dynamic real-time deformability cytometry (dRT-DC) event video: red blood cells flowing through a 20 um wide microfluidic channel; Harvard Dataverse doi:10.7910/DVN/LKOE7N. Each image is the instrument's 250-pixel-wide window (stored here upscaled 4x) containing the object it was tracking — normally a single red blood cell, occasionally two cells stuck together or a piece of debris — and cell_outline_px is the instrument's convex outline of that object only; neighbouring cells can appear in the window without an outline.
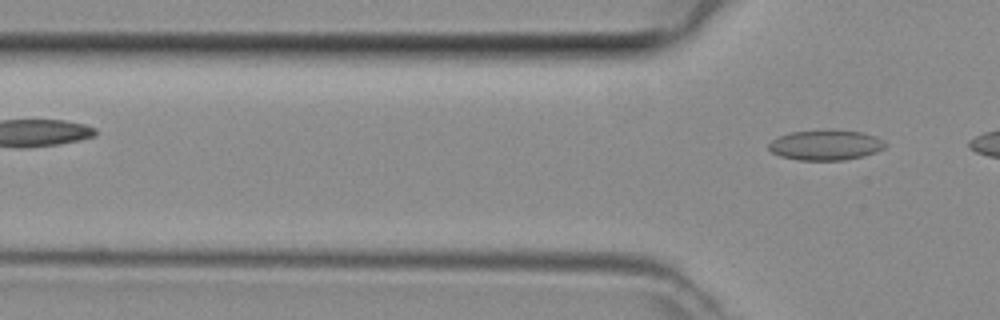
{"species": "common noctule bat (a hibernating species)", "species_latin": "Nyctalus noctula", "temperature_condition": "room temperature", "stored_images_in_passage": 5, "camera_frame_rate_fps": 3000, "um_per_image_px": 0.085, "animal": {"sex": "female", "body_mass_g": 29.2, "forearm_length_mm": 56.3}, "frame": {"image": 1, "passage_image": 5, "time_ms": 1.333, "image_size_px": [1000, 320], "cell_outline_px": [[888, 144], [884, 148], [876, 152], [864, 156], [844, 160], [796, 160], [780, 156], [772, 152], [768, 148], [768, 144], [772, 140], [788, 132], [864, 132], [876, 136], [884, 140]], "centroid_in_image_um": [70.2, 12.37], "position_along_channel_um": 55.6, "area_um2": 20.06}}